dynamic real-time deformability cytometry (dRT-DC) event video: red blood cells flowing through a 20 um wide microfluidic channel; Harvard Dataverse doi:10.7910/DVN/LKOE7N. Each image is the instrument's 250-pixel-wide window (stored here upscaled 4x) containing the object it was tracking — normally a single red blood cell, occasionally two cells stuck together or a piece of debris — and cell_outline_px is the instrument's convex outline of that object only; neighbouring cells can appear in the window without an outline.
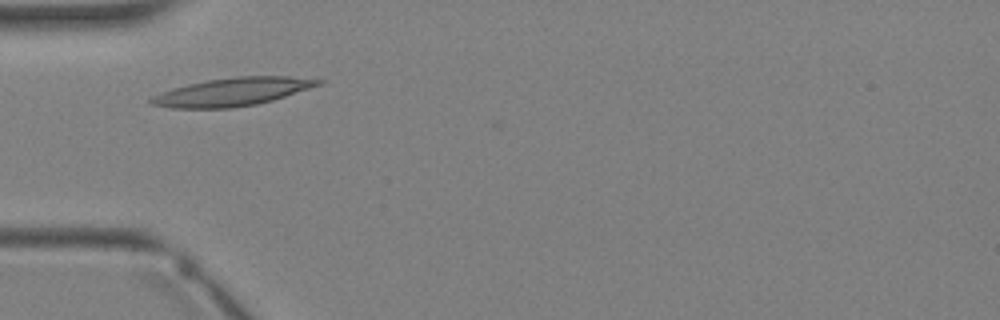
{"species": "Egyptian fruit bat (a non-hibernating species)", "species_latin": "Rousettus aegyptiacus", "temperature_condition": "warm", "stored_images_in_passage": 2, "camera_frame_rate_fps": 3000, "um_per_image_px": 0.085, "animal": {"sex": "female"}, "frame": {"image": 1, "passage_image": 2, "time_ms": 1.0, "image_size_px": [1000, 320], "cell_outline_px": [[324, 84], [272, 100], [256, 104], [232, 108], [172, 108], [152, 104], [148, 100], [152, 96], [172, 88], [188, 84], [208, 80], [236, 76], [288, 76], [324, 80]], "centroid_in_image_um": [19.78, 7.8], "position_along_channel_um": 65.2, "area_um2": 27.28}}